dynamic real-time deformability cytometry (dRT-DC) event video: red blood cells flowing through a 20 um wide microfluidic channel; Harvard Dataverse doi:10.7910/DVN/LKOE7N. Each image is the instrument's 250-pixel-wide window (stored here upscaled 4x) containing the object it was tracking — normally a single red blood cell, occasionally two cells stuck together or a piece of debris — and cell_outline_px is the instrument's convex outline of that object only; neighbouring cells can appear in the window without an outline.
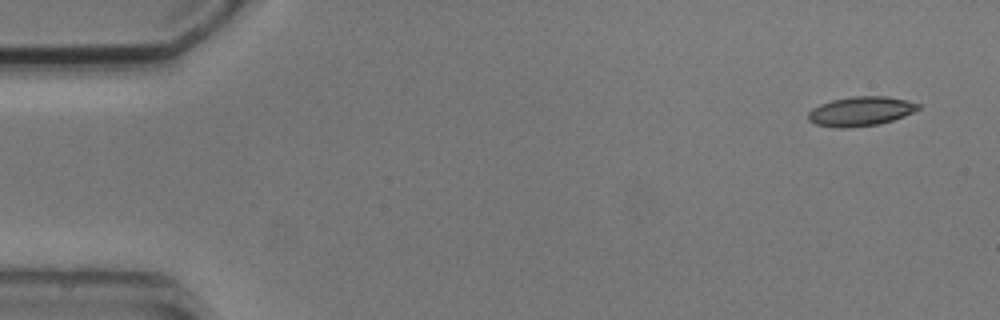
{"species": "common noctule bat (a hibernating species)", "species_latin": "Nyctalus noctula", "temperature_condition": "cold", "stored_images_in_passage": 4, "camera_frame_rate_fps": 3000, "um_per_image_px": 0.085, "animal": {"sex": "male", "body_mass_g": 20.5, "forearm_length_mm": 52.5}, "frame": {"image": 1, "passage_image": 1, "time_ms": 0.0, "image_size_px": [1000, 320], "cell_outline_px": [[920, 108], [904, 116], [892, 120], [876, 124], [848, 128], [840, 128], [816, 124], [808, 120], [808, 112], [812, 108], [820, 104], [832, 100], [852, 96], [888, 96], [920, 104]], "centroid_in_image_um": [73.13, 9.45], "position_along_channel_um": 11.9, "area_um2": 18.67}}
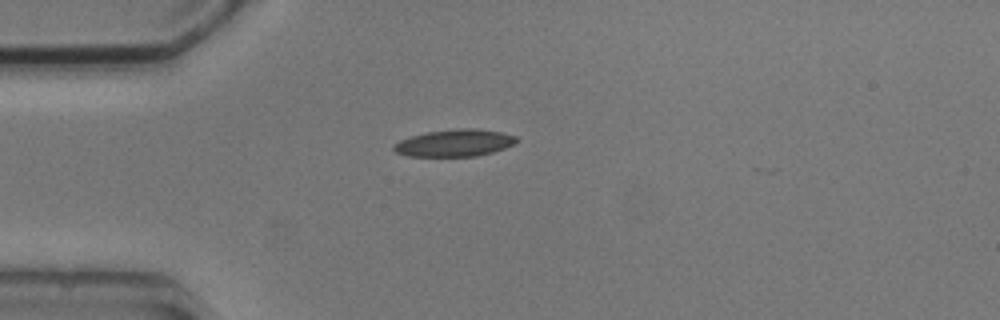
{"frame": {"image": 2, "passage_image": 4, "time_ms": 3.667, "image_size_px": [1000, 320], "cell_outline_px": [[520, 140], [516, 144], [492, 152], [476, 156], [408, 156], [396, 152], [392, 148], [392, 144], [400, 140], [424, 132], [460, 128], [476, 128], [500, 132], [516, 136]], "centroid_in_image_um": [38.65, 12.14], "position_along_channel_um": 46.4, "area_um2": 19.48}}